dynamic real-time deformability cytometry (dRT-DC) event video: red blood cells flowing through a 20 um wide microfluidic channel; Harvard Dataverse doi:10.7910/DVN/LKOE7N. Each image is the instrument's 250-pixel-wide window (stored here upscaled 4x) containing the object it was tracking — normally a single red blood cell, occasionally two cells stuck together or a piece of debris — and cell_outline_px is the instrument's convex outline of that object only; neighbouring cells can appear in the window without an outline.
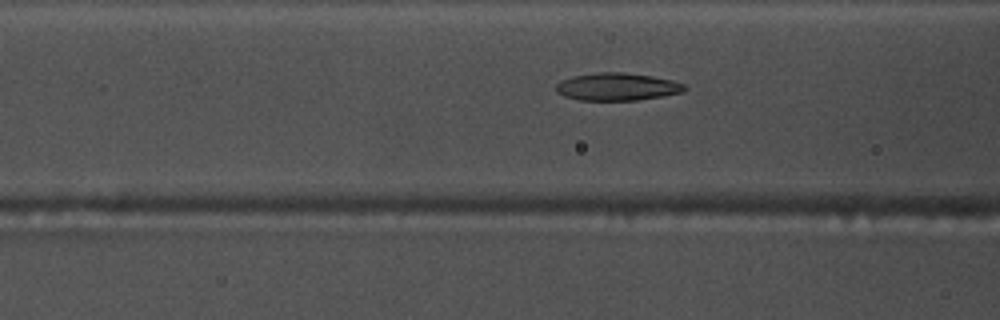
{"species": "common noctule bat (a hibernating species)", "species_latin": "Nyctalus noctula", "temperature_condition": "warm", "stored_images_in_passage": 43, "camera_frame_rate_fps": 3000, "um_per_image_px": 0.085, "animal": {"sex": "male", "body_mass_g": 17.5, "forearm_length_mm": 52.3}, "frame": {"image": 1, "passage_image": 10, "time_ms": 3.0, "image_size_px": [1000, 320], "cell_outline_px": [[688, 88], [684, 92], [636, 100], [580, 100], [564, 96], [556, 92], [556, 84], [560, 80], [572, 76], [600, 72], [624, 72], [652, 76], [672, 80], [684, 84]], "centroid_in_image_um": [52.45, 7.37], "position_along_channel_um": 114.2, "area_um2": 20.69}}
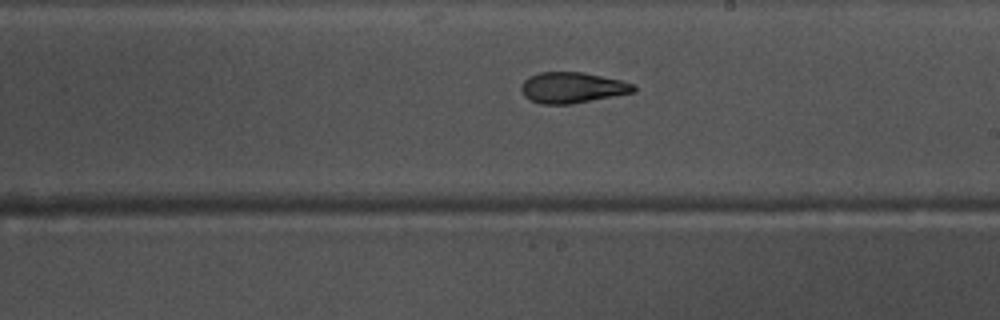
{"frame": {"image": 2, "passage_image": 20, "time_ms": 6.333, "image_size_px": [1000, 320], "cell_outline_px": [[636, 92], [572, 104], [540, 104], [524, 96], [520, 88], [524, 80], [528, 76], [540, 72], [584, 72], [620, 80], [636, 84]], "centroid_in_image_um": [48.66, 7.45], "position_along_channel_um": 240.3, "area_um2": 20.35}}
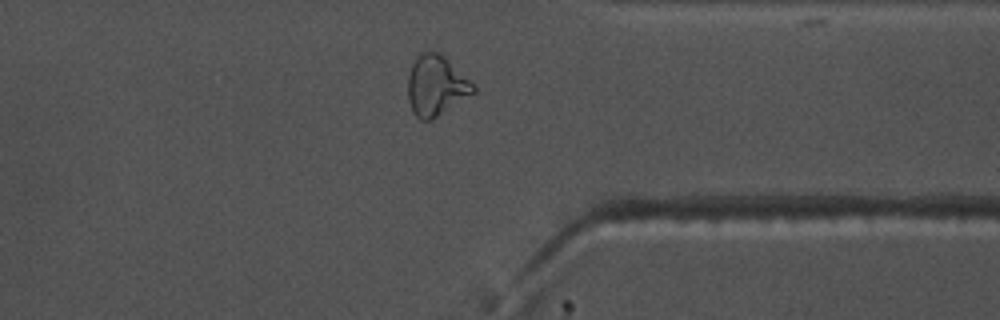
{"frame": {"image": 3, "passage_image": 31, "time_ms": 10.0, "image_size_px": [1000, 320], "cell_outline_px": [[476, 92], [432, 120], [420, 120], [416, 116], [408, 100], [408, 76], [412, 64], [416, 56], [420, 52], [440, 52], [476, 84]], "centroid_in_image_um": [37.09, 7.27], "position_along_channel_um": 374.3, "area_um2": 23.24}, "authors_computed_cell_mechanics": {"area_um2": 20.6924, "velocity_mm_per_s": 3.7975, "shape_relaxation_time_tau1_ms": 6.8539, "shape_relaxation_time_tau2_ms": 2.2038, "deformation_change_tau1": 0.2068, "deformation_change_tau2": 0.096}}